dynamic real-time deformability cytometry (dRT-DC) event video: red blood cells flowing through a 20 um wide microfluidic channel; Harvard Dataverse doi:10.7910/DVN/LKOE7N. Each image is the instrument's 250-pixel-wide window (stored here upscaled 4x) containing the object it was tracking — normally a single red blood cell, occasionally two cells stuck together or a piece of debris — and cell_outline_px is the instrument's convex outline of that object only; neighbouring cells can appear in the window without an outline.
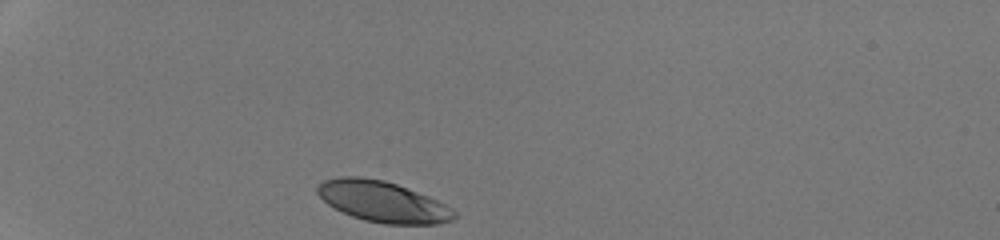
{"species": "human", "species_latin": "Homo sapiens", "temperature_condition": "room temperature", "stored_images_in_passage": 29, "camera_frame_rate_fps": 3000, "um_per_image_px": 0.085, "donor": {"sex": "male"}, "frame": {"image": 1, "passage_image": 1, "time_ms": 0.0, "image_size_px": [1000, 240], "cell_outline_px": [[456, 216], [452, 220], [436, 224], [384, 224], [364, 220], [352, 216], [328, 204], [316, 192], [316, 188], [324, 180], [340, 176], [360, 176], [384, 180], [396, 184], [428, 196], [452, 208], [456, 212]], "centroid_in_image_um": [32.53, 17.13], "position_along_channel_um": 52.5, "area_um2": 32.37}}
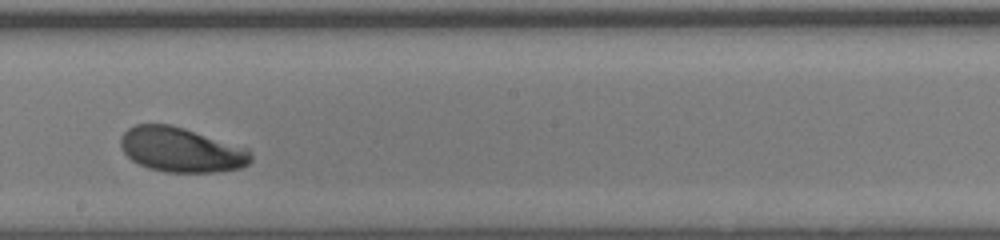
{"frame": {"image": 2, "passage_image": 17, "time_ms": 5.333, "image_size_px": [1000, 240], "cell_outline_px": [[252, 160], [248, 164], [240, 168], [216, 172], [164, 172], [148, 168], [132, 160], [120, 148], [120, 136], [128, 128], [136, 124], [168, 124], [184, 128], [248, 148], [252, 156]], "centroid_in_image_um": [15.39, 12.73], "position_along_channel_um": 232.8, "area_um2": 33.99}}
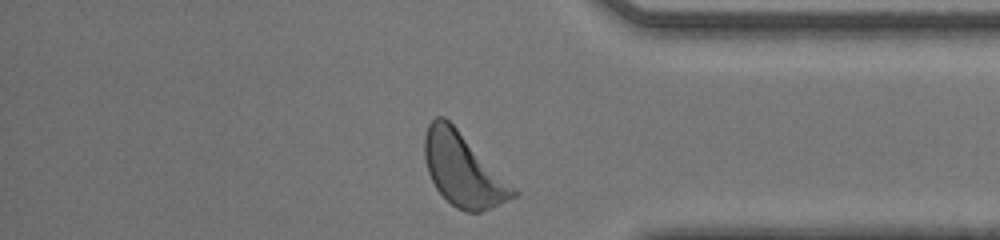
{"frame": {"image": 3, "passage_image": 29, "time_ms": 9.333, "image_size_px": [1000, 240], "cell_outline_px": [[520, 192], [516, 196], [492, 208], [480, 212], [464, 212], [456, 208], [436, 188], [428, 172], [424, 156], [424, 136], [428, 124], [436, 116], [444, 116]], "centroid_in_image_um": [39.36, 14.44], "position_along_channel_um": 395.8, "area_um2": 37.28}, "authors_computed_cell_mechanics": {"area_um2": 34.0442, "velocity_mm_per_s": 4.24, "shape_relaxation_time_tau1_ms": 1.9374, "shape_relaxation_time_tau2_ms": null, "deformation_change_tau1": 0.1333, "deformation_change_tau2": null}}